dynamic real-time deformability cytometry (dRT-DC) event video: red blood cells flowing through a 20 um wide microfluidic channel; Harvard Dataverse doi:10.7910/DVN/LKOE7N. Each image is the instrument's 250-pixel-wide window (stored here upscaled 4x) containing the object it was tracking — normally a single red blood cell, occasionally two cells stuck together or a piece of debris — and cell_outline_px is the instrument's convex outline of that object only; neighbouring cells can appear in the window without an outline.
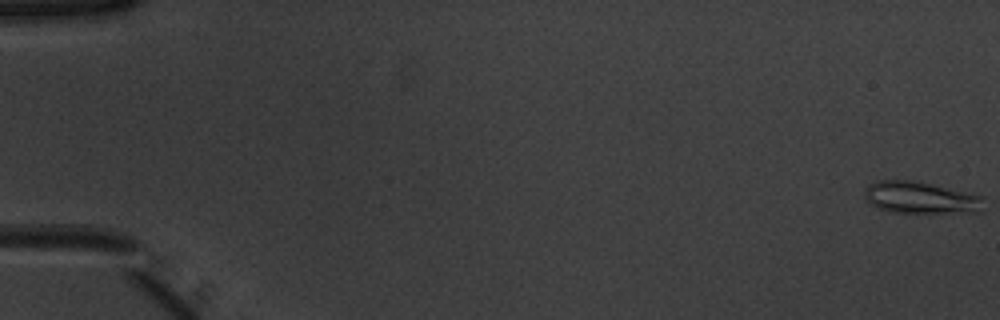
{"species": "common noctule bat (a hibernating species)", "species_latin": "Nyctalus noctula", "temperature_condition": "warm", "stored_images_in_passage": 17, "segment_of_instrument_passage": [1, 2], "camera_frame_rate_fps": 3000, "um_per_image_px": 0.085, "animal": {"sex": "male", "body_mass_g": 20.1, "forearm_length_mm": 53.5}, "frame": {"image": 1, "passage_image": 1, "time_ms": 0.0, "image_size_px": [1000, 320], "cell_outline_px": [[984, 212], [892, 212], [876, 208], [864, 196], [864, 188], [868, 184], [876, 180], [912, 180], [972, 192], [984, 196]], "centroid_in_image_um": [78.3, 16.79], "position_along_channel_um": 6.7, "area_um2": 22.54}}